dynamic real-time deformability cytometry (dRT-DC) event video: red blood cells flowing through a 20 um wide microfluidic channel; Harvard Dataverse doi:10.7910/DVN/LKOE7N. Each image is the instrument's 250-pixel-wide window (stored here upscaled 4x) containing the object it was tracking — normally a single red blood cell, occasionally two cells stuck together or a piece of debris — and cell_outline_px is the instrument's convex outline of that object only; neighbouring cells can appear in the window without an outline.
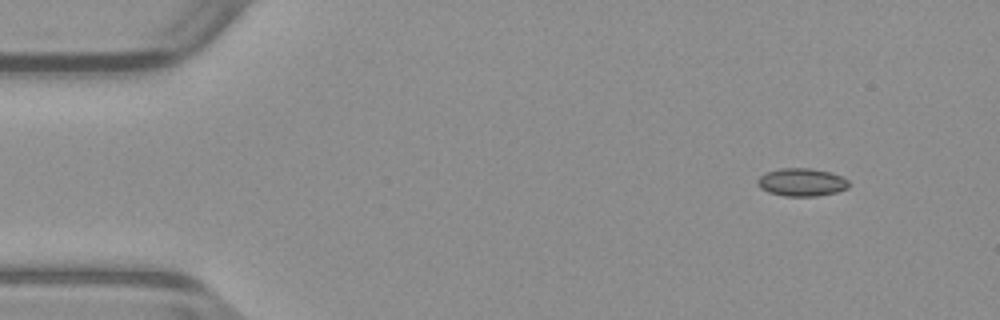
{"species": "common noctule bat (a hibernating species)", "species_latin": "Nyctalus noctula", "temperature_condition": "warm", "stored_images_in_passage": 48, "camera_frame_rate_fps": 3000, "um_per_image_px": 0.085, "animal": {"sex": "male", "body_mass_g": 23.1, "forearm_length_mm": 52.7}, "frame": {"image": 1, "passage_image": 1, "time_ms": 0.0, "image_size_px": [1000, 320], "cell_outline_px": [[848, 188], [836, 192], [816, 196], [784, 196], [768, 192], [760, 188], [756, 184], [756, 180], [764, 172], [780, 168], [812, 168], [828, 172], [840, 176], [848, 180]], "centroid_in_image_um": [68.08, 15.48], "position_along_channel_um": 16.9, "area_um2": 14.91}}
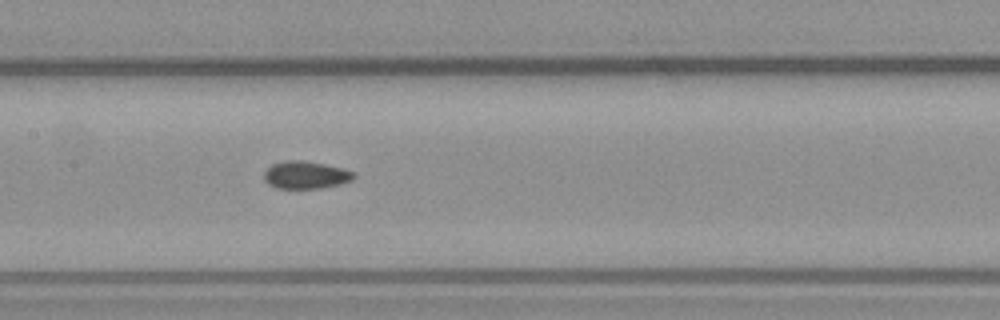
{"frame": {"image": 2, "passage_image": 21, "time_ms": 6.667, "image_size_px": [1000, 320], "cell_outline_px": [[356, 176], [352, 180], [340, 184], [320, 188], [276, 188], [268, 184], [264, 180], [264, 172], [272, 164], [284, 160], [300, 160], [324, 164], [344, 168], [352, 172]], "centroid_in_image_um": [25.97, 14.87], "position_along_channel_um": 181.4, "area_um2": 14.39}}
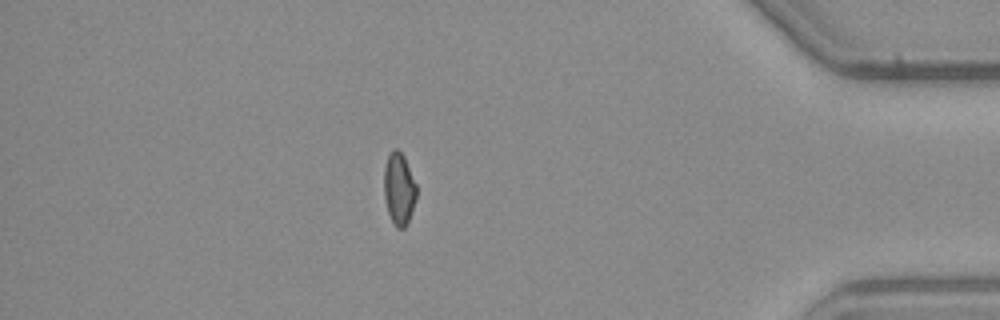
{"frame": {"image": 3, "passage_image": 41, "time_ms": 13.333, "image_size_px": [1000, 320], "cell_outline_px": [[416, 200], [408, 224], [404, 228], [396, 228], [388, 212], [384, 196], [384, 168], [388, 156], [392, 148], [396, 148], [404, 156], [416, 184]], "centroid_in_image_um": [33.92, 16.06], "position_along_channel_um": 401.3, "area_um2": 13.7}, "authors_computed_cell_mechanics": {"area_um2": 14.2188, "velocity_mm_per_s": 3.9667, "shape_relaxation_time_tau1_ms": null, "shape_relaxation_time_tau2_ms": 2.4262, "deformation_change_tau1": null, "deformation_change_tau2": 0.0698}}